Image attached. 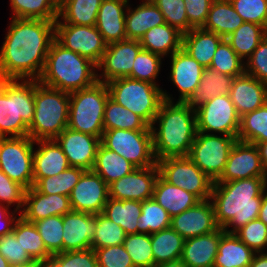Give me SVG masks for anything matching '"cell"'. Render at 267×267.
Returning a JSON list of instances; mask_svg holds the SVG:
<instances>
[{
	"instance_id": "1",
	"label": "cell",
	"mask_w": 267,
	"mask_h": 267,
	"mask_svg": "<svg viewBox=\"0 0 267 267\" xmlns=\"http://www.w3.org/2000/svg\"><path fill=\"white\" fill-rule=\"evenodd\" d=\"M10 22L0 50V71L9 80H39L55 39V22L19 18Z\"/></svg>"
},
{
	"instance_id": "2",
	"label": "cell",
	"mask_w": 267,
	"mask_h": 267,
	"mask_svg": "<svg viewBox=\"0 0 267 267\" xmlns=\"http://www.w3.org/2000/svg\"><path fill=\"white\" fill-rule=\"evenodd\" d=\"M266 190L267 177L214 182L210 200L218 227L227 233H235L257 219Z\"/></svg>"
},
{
	"instance_id": "3",
	"label": "cell",
	"mask_w": 267,
	"mask_h": 267,
	"mask_svg": "<svg viewBox=\"0 0 267 267\" xmlns=\"http://www.w3.org/2000/svg\"><path fill=\"white\" fill-rule=\"evenodd\" d=\"M167 93L163 90L164 101L150 126L156 161L188 156L197 135L196 111L187 102H173Z\"/></svg>"
},
{
	"instance_id": "4",
	"label": "cell",
	"mask_w": 267,
	"mask_h": 267,
	"mask_svg": "<svg viewBox=\"0 0 267 267\" xmlns=\"http://www.w3.org/2000/svg\"><path fill=\"white\" fill-rule=\"evenodd\" d=\"M97 66L85 57L66 49L56 39L50 45L39 82L72 93L97 81Z\"/></svg>"
},
{
	"instance_id": "5",
	"label": "cell",
	"mask_w": 267,
	"mask_h": 267,
	"mask_svg": "<svg viewBox=\"0 0 267 267\" xmlns=\"http://www.w3.org/2000/svg\"><path fill=\"white\" fill-rule=\"evenodd\" d=\"M34 100V118L28 136L34 141L55 139L68 127L69 93L34 80Z\"/></svg>"
},
{
	"instance_id": "6",
	"label": "cell",
	"mask_w": 267,
	"mask_h": 267,
	"mask_svg": "<svg viewBox=\"0 0 267 267\" xmlns=\"http://www.w3.org/2000/svg\"><path fill=\"white\" fill-rule=\"evenodd\" d=\"M34 111V80H9L0 93V136H28Z\"/></svg>"
},
{
	"instance_id": "7",
	"label": "cell",
	"mask_w": 267,
	"mask_h": 267,
	"mask_svg": "<svg viewBox=\"0 0 267 267\" xmlns=\"http://www.w3.org/2000/svg\"><path fill=\"white\" fill-rule=\"evenodd\" d=\"M110 97L107 84L96 81L92 86L69 93L68 127L102 138L103 116Z\"/></svg>"
},
{
	"instance_id": "8",
	"label": "cell",
	"mask_w": 267,
	"mask_h": 267,
	"mask_svg": "<svg viewBox=\"0 0 267 267\" xmlns=\"http://www.w3.org/2000/svg\"><path fill=\"white\" fill-rule=\"evenodd\" d=\"M106 84L111 99L140 116L149 126L152 125L164 101L163 89L128 77L116 78Z\"/></svg>"
},
{
	"instance_id": "9",
	"label": "cell",
	"mask_w": 267,
	"mask_h": 267,
	"mask_svg": "<svg viewBox=\"0 0 267 267\" xmlns=\"http://www.w3.org/2000/svg\"><path fill=\"white\" fill-rule=\"evenodd\" d=\"M101 144L124 157L136 168L157 164L151 130H104Z\"/></svg>"
},
{
	"instance_id": "10",
	"label": "cell",
	"mask_w": 267,
	"mask_h": 267,
	"mask_svg": "<svg viewBox=\"0 0 267 267\" xmlns=\"http://www.w3.org/2000/svg\"><path fill=\"white\" fill-rule=\"evenodd\" d=\"M159 174L170 184L185 189L200 201L210 199L214 181L188 157H167L157 161Z\"/></svg>"
},
{
	"instance_id": "11",
	"label": "cell",
	"mask_w": 267,
	"mask_h": 267,
	"mask_svg": "<svg viewBox=\"0 0 267 267\" xmlns=\"http://www.w3.org/2000/svg\"><path fill=\"white\" fill-rule=\"evenodd\" d=\"M238 138L197 132L188 157L214 182L221 176Z\"/></svg>"
},
{
	"instance_id": "12",
	"label": "cell",
	"mask_w": 267,
	"mask_h": 267,
	"mask_svg": "<svg viewBox=\"0 0 267 267\" xmlns=\"http://www.w3.org/2000/svg\"><path fill=\"white\" fill-rule=\"evenodd\" d=\"M34 145L29 136L7 137L1 142L0 169L26 190L34 186Z\"/></svg>"
},
{
	"instance_id": "13",
	"label": "cell",
	"mask_w": 267,
	"mask_h": 267,
	"mask_svg": "<svg viewBox=\"0 0 267 267\" xmlns=\"http://www.w3.org/2000/svg\"><path fill=\"white\" fill-rule=\"evenodd\" d=\"M197 132L220 133L237 138L240 116L237 114L229 94L218 95L196 110Z\"/></svg>"
},
{
	"instance_id": "14",
	"label": "cell",
	"mask_w": 267,
	"mask_h": 267,
	"mask_svg": "<svg viewBox=\"0 0 267 267\" xmlns=\"http://www.w3.org/2000/svg\"><path fill=\"white\" fill-rule=\"evenodd\" d=\"M55 39L66 49L99 64L107 43L96 26L55 24Z\"/></svg>"
},
{
	"instance_id": "15",
	"label": "cell",
	"mask_w": 267,
	"mask_h": 267,
	"mask_svg": "<svg viewBox=\"0 0 267 267\" xmlns=\"http://www.w3.org/2000/svg\"><path fill=\"white\" fill-rule=\"evenodd\" d=\"M142 49L139 40L125 39L107 44L106 51L97 65V81L107 83L113 79L127 77L133 69L134 59ZM103 69V70H102Z\"/></svg>"
},
{
	"instance_id": "16",
	"label": "cell",
	"mask_w": 267,
	"mask_h": 267,
	"mask_svg": "<svg viewBox=\"0 0 267 267\" xmlns=\"http://www.w3.org/2000/svg\"><path fill=\"white\" fill-rule=\"evenodd\" d=\"M253 177H267L255 144L237 140L232 147L221 176L215 182H228Z\"/></svg>"
},
{
	"instance_id": "17",
	"label": "cell",
	"mask_w": 267,
	"mask_h": 267,
	"mask_svg": "<svg viewBox=\"0 0 267 267\" xmlns=\"http://www.w3.org/2000/svg\"><path fill=\"white\" fill-rule=\"evenodd\" d=\"M69 199L72 210L99 214L109 199V186L98 174L86 170L72 189Z\"/></svg>"
},
{
	"instance_id": "18",
	"label": "cell",
	"mask_w": 267,
	"mask_h": 267,
	"mask_svg": "<svg viewBox=\"0 0 267 267\" xmlns=\"http://www.w3.org/2000/svg\"><path fill=\"white\" fill-rule=\"evenodd\" d=\"M158 175L157 164L146 168H136L109 185V198L140 202L151 199Z\"/></svg>"
},
{
	"instance_id": "19",
	"label": "cell",
	"mask_w": 267,
	"mask_h": 267,
	"mask_svg": "<svg viewBox=\"0 0 267 267\" xmlns=\"http://www.w3.org/2000/svg\"><path fill=\"white\" fill-rule=\"evenodd\" d=\"M55 140L70 166L92 170L101 138L66 127Z\"/></svg>"
},
{
	"instance_id": "20",
	"label": "cell",
	"mask_w": 267,
	"mask_h": 267,
	"mask_svg": "<svg viewBox=\"0 0 267 267\" xmlns=\"http://www.w3.org/2000/svg\"><path fill=\"white\" fill-rule=\"evenodd\" d=\"M199 201L195 206L171 218L170 227L185 240L216 231L214 207L211 200Z\"/></svg>"
},
{
	"instance_id": "21",
	"label": "cell",
	"mask_w": 267,
	"mask_h": 267,
	"mask_svg": "<svg viewBox=\"0 0 267 267\" xmlns=\"http://www.w3.org/2000/svg\"><path fill=\"white\" fill-rule=\"evenodd\" d=\"M97 214L71 210L63 215V252L91 248Z\"/></svg>"
},
{
	"instance_id": "22",
	"label": "cell",
	"mask_w": 267,
	"mask_h": 267,
	"mask_svg": "<svg viewBox=\"0 0 267 267\" xmlns=\"http://www.w3.org/2000/svg\"><path fill=\"white\" fill-rule=\"evenodd\" d=\"M71 210L68 196L45 195L33 186L25 191L24 207L20 216L27 222L33 223L49 216H63Z\"/></svg>"
},
{
	"instance_id": "23",
	"label": "cell",
	"mask_w": 267,
	"mask_h": 267,
	"mask_svg": "<svg viewBox=\"0 0 267 267\" xmlns=\"http://www.w3.org/2000/svg\"><path fill=\"white\" fill-rule=\"evenodd\" d=\"M170 80L178 88V102H187L201 82L204 67L183 48L171 56Z\"/></svg>"
},
{
	"instance_id": "24",
	"label": "cell",
	"mask_w": 267,
	"mask_h": 267,
	"mask_svg": "<svg viewBox=\"0 0 267 267\" xmlns=\"http://www.w3.org/2000/svg\"><path fill=\"white\" fill-rule=\"evenodd\" d=\"M229 96L242 117L267 102V84L244 72L234 78Z\"/></svg>"
},
{
	"instance_id": "25",
	"label": "cell",
	"mask_w": 267,
	"mask_h": 267,
	"mask_svg": "<svg viewBox=\"0 0 267 267\" xmlns=\"http://www.w3.org/2000/svg\"><path fill=\"white\" fill-rule=\"evenodd\" d=\"M129 1L103 0L97 13L96 28L107 44L125 40V14Z\"/></svg>"
},
{
	"instance_id": "26",
	"label": "cell",
	"mask_w": 267,
	"mask_h": 267,
	"mask_svg": "<svg viewBox=\"0 0 267 267\" xmlns=\"http://www.w3.org/2000/svg\"><path fill=\"white\" fill-rule=\"evenodd\" d=\"M224 232L223 228H218L214 232L186 239L180 259L188 267H213Z\"/></svg>"
},
{
	"instance_id": "27",
	"label": "cell",
	"mask_w": 267,
	"mask_h": 267,
	"mask_svg": "<svg viewBox=\"0 0 267 267\" xmlns=\"http://www.w3.org/2000/svg\"><path fill=\"white\" fill-rule=\"evenodd\" d=\"M39 145L33 153L34 185L44 177L58 175L70 167L66 155L55 139L37 140Z\"/></svg>"
},
{
	"instance_id": "28",
	"label": "cell",
	"mask_w": 267,
	"mask_h": 267,
	"mask_svg": "<svg viewBox=\"0 0 267 267\" xmlns=\"http://www.w3.org/2000/svg\"><path fill=\"white\" fill-rule=\"evenodd\" d=\"M164 23L161 11L151 0H142L134 9L128 4L125 14L126 38L140 40L148 30Z\"/></svg>"
},
{
	"instance_id": "29",
	"label": "cell",
	"mask_w": 267,
	"mask_h": 267,
	"mask_svg": "<svg viewBox=\"0 0 267 267\" xmlns=\"http://www.w3.org/2000/svg\"><path fill=\"white\" fill-rule=\"evenodd\" d=\"M152 198L169 213L171 218L200 201L192 193L167 182L160 174L154 184Z\"/></svg>"
},
{
	"instance_id": "30",
	"label": "cell",
	"mask_w": 267,
	"mask_h": 267,
	"mask_svg": "<svg viewBox=\"0 0 267 267\" xmlns=\"http://www.w3.org/2000/svg\"><path fill=\"white\" fill-rule=\"evenodd\" d=\"M223 40L224 38L214 32L192 28L183 34L182 48L203 67H209L215 51Z\"/></svg>"
},
{
	"instance_id": "31",
	"label": "cell",
	"mask_w": 267,
	"mask_h": 267,
	"mask_svg": "<svg viewBox=\"0 0 267 267\" xmlns=\"http://www.w3.org/2000/svg\"><path fill=\"white\" fill-rule=\"evenodd\" d=\"M139 41L142 49L167 57L182 48L183 33L164 23L148 30Z\"/></svg>"
},
{
	"instance_id": "32",
	"label": "cell",
	"mask_w": 267,
	"mask_h": 267,
	"mask_svg": "<svg viewBox=\"0 0 267 267\" xmlns=\"http://www.w3.org/2000/svg\"><path fill=\"white\" fill-rule=\"evenodd\" d=\"M235 77L204 67L201 82L187 103L196 110L218 95H228Z\"/></svg>"
},
{
	"instance_id": "33",
	"label": "cell",
	"mask_w": 267,
	"mask_h": 267,
	"mask_svg": "<svg viewBox=\"0 0 267 267\" xmlns=\"http://www.w3.org/2000/svg\"><path fill=\"white\" fill-rule=\"evenodd\" d=\"M254 254L234 233L224 232L213 267H249Z\"/></svg>"
},
{
	"instance_id": "34",
	"label": "cell",
	"mask_w": 267,
	"mask_h": 267,
	"mask_svg": "<svg viewBox=\"0 0 267 267\" xmlns=\"http://www.w3.org/2000/svg\"><path fill=\"white\" fill-rule=\"evenodd\" d=\"M243 22L229 0H213L202 29L214 32L225 39Z\"/></svg>"
},
{
	"instance_id": "35",
	"label": "cell",
	"mask_w": 267,
	"mask_h": 267,
	"mask_svg": "<svg viewBox=\"0 0 267 267\" xmlns=\"http://www.w3.org/2000/svg\"><path fill=\"white\" fill-rule=\"evenodd\" d=\"M102 1L103 0H59V15L55 24L95 26L97 13Z\"/></svg>"
},
{
	"instance_id": "36",
	"label": "cell",
	"mask_w": 267,
	"mask_h": 267,
	"mask_svg": "<svg viewBox=\"0 0 267 267\" xmlns=\"http://www.w3.org/2000/svg\"><path fill=\"white\" fill-rule=\"evenodd\" d=\"M136 167L115 151L99 145L92 171L109 186L121 177L131 173Z\"/></svg>"
},
{
	"instance_id": "37",
	"label": "cell",
	"mask_w": 267,
	"mask_h": 267,
	"mask_svg": "<svg viewBox=\"0 0 267 267\" xmlns=\"http://www.w3.org/2000/svg\"><path fill=\"white\" fill-rule=\"evenodd\" d=\"M102 214L121 226L126 235L136 234L138 233L137 223L141 215V202L109 198Z\"/></svg>"
},
{
	"instance_id": "38",
	"label": "cell",
	"mask_w": 267,
	"mask_h": 267,
	"mask_svg": "<svg viewBox=\"0 0 267 267\" xmlns=\"http://www.w3.org/2000/svg\"><path fill=\"white\" fill-rule=\"evenodd\" d=\"M185 239L171 227L151 234L154 266L180 260Z\"/></svg>"
},
{
	"instance_id": "39",
	"label": "cell",
	"mask_w": 267,
	"mask_h": 267,
	"mask_svg": "<svg viewBox=\"0 0 267 267\" xmlns=\"http://www.w3.org/2000/svg\"><path fill=\"white\" fill-rule=\"evenodd\" d=\"M103 128L104 130H151L150 126L140 116L117 104L110 97L105 105Z\"/></svg>"
},
{
	"instance_id": "40",
	"label": "cell",
	"mask_w": 267,
	"mask_h": 267,
	"mask_svg": "<svg viewBox=\"0 0 267 267\" xmlns=\"http://www.w3.org/2000/svg\"><path fill=\"white\" fill-rule=\"evenodd\" d=\"M11 18L41 19L56 21L59 15V0H10Z\"/></svg>"
},
{
	"instance_id": "41",
	"label": "cell",
	"mask_w": 267,
	"mask_h": 267,
	"mask_svg": "<svg viewBox=\"0 0 267 267\" xmlns=\"http://www.w3.org/2000/svg\"><path fill=\"white\" fill-rule=\"evenodd\" d=\"M264 27L250 22H243L225 40L235 53L243 60L247 59L258 44L265 38Z\"/></svg>"
},
{
	"instance_id": "42",
	"label": "cell",
	"mask_w": 267,
	"mask_h": 267,
	"mask_svg": "<svg viewBox=\"0 0 267 267\" xmlns=\"http://www.w3.org/2000/svg\"><path fill=\"white\" fill-rule=\"evenodd\" d=\"M12 232L33 260L43 263L49 261L52 255L47 251L34 223L27 222L20 216Z\"/></svg>"
},
{
	"instance_id": "43",
	"label": "cell",
	"mask_w": 267,
	"mask_h": 267,
	"mask_svg": "<svg viewBox=\"0 0 267 267\" xmlns=\"http://www.w3.org/2000/svg\"><path fill=\"white\" fill-rule=\"evenodd\" d=\"M239 141L258 144L267 140V102L240 117Z\"/></svg>"
},
{
	"instance_id": "44",
	"label": "cell",
	"mask_w": 267,
	"mask_h": 267,
	"mask_svg": "<svg viewBox=\"0 0 267 267\" xmlns=\"http://www.w3.org/2000/svg\"><path fill=\"white\" fill-rule=\"evenodd\" d=\"M85 171L83 168L70 166L58 175L41 178L34 187L45 195L60 194L69 197Z\"/></svg>"
},
{
	"instance_id": "45",
	"label": "cell",
	"mask_w": 267,
	"mask_h": 267,
	"mask_svg": "<svg viewBox=\"0 0 267 267\" xmlns=\"http://www.w3.org/2000/svg\"><path fill=\"white\" fill-rule=\"evenodd\" d=\"M171 216L153 198L141 202L138 233L153 234L169 228Z\"/></svg>"
},
{
	"instance_id": "46",
	"label": "cell",
	"mask_w": 267,
	"mask_h": 267,
	"mask_svg": "<svg viewBox=\"0 0 267 267\" xmlns=\"http://www.w3.org/2000/svg\"><path fill=\"white\" fill-rule=\"evenodd\" d=\"M123 246L130 255L134 267L154 266L151 234L136 233L126 235Z\"/></svg>"
},
{
	"instance_id": "47",
	"label": "cell",
	"mask_w": 267,
	"mask_h": 267,
	"mask_svg": "<svg viewBox=\"0 0 267 267\" xmlns=\"http://www.w3.org/2000/svg\"><path fill=\"white\" fill-rule=\"evenodd\" d=\"M209 67L232 77L240 76L245 72L244 60L235 53L225 39L219 44Z\"/></svg>"
},
{
	"instance_id": "48",
	"label": "cell",
	"mask_w": 267,
	"mask_h": 267,
	"mask_svg": "<svg viewBox=\"0 0 267 267\" xmlns=\"http://www.w3.org/2000/svg\"><path fill=\"white\" fill-rule=\"evenodd\" d=\"M33 223L51 255L63 252V216H49Z\"/></svg>"
},
{
	"instance_id": "49",
	"label": "cell",
	"mask_w": 267,
	"mask_h": 267,
	"mask_svg": "<svg viewBox=\"0 0 267 267\" xmlns=\"http://www.w3.org/2000/svg\"><path fill=\"white\" fill-rule=\"evenodd\" d=\"M162 58L159 54L141 49L134 59L132 72L127 77L159 86L155 81L160 73Z\"/></svg>"
},
{
	"instance_id": "50",
	"label": "cell",
	"mask_w": 267,
	"mask_h": 267,
	"mask_svg": "<svg viewBox=\"0 0 267 267\" xmlns=\"http://www.w3.org/2000/svg\"><path fill=\"white\" fill-rule=\"evenodd\" d=\"M125 231L102 213L97 214V229L91 242L93 250L124 243Z\"/></svg>"
},
{
	"instance_id": "51",
	"label": "cell",
	"mask_w": 267,
	"mask_h": 267,
	"mask_svg": "<svg viewBox=\"0 0 267 267\" xmlns=\"http://www.w3.org/2000/svg\"><path fill=\"white\" fill-rule=\"evenodd\" d=\"M44 267H98V263L95 251L88 248L52 255Z\"/></svg>"
},
{
	"instance_id": "52",
	"label": "cell",
	"mask_w": 267,
	"mask_h": 267,
	"mask_svg": "<svg viewBox=\"0 0 267 267\" xmlns=\"http://www.w3.org/2000/svg\"><path fill=\"white\" fill-rule=\"evenodd\" d=\"M161 11L165 23L187 33L193 27L189 24L183 0H151Z\"/></svg>"
},
{
	"instance_id": "53",
	"label": "cell",
	"mask_w": 267,
	"mask_h": 267,
	"mask_svg": "<svg viewBox=\"0 0 267 267\" xmlns=\"http://www.w3.org/2000/svg\"><path fill=\"white\" fill-rule=\"evenodd\" d=\"M234 234L255 253H261L267 249V225L258 218L250 221Z\"/></svg>"
},
{
	"instance_id": "54",
	"label": "cell",
	"mask_w": 267,
	"mask_h": 267,
	"mask_svg": "<svg viewBox=\"0 0 267 267\" xmlns=\"http://www.w3.org/2000/svg\"><path fill=\"white\" fill-rule=\"evenodd\" d=\"M244 22L264 26L267 19V0H229Z\"/></svg>"
},
{
	"instance_id": "55",
	"label": "cell",
	"mask_w": 267,
	"mask_h": 267,
	"mask_svg": "<svg viewBox=\"0 0 267 267\" xmlns=\"http://www.w3.org/2000/svg\"><path fill=\"white\" fill-rule=\"evenodd\" d=\"M26 189L12 181L1 169H0V204L6 205L7 207L12 204H16L15 211H22L24 207Z\"/></svg>"
},
{
	"instance_id": "56",
	"label": "cell",
	"mask_w": 267,
	"mask_h": 267,
	"mask_svg": "<svg viewBox=\"0 0 267 267\" xmlns=\"http://www.w3.org/2000/svg\"><path fill=\"white\" fill-rule=\"evenodd\" d=\"M98 267H134L123 244L95 249Z\"/></svg>"
},
{
	"instance_id": "57",
	"label": "cell",
	"mask_w": 267,
	"mask_h": 267,
	"mask_svg": "<svg viewBox=\"0 0 267 267\" xmlns=\"http://www.w3.org/2000/svg\"><path fill=\"white\" fill-rule=\"evenodd\" d=\"M245 62V73L267 84V36Z\"/></svg>"
},
{
	"instance_id": "58",
	"label": "cell",
	"mask_w": 267,
	"mask_h": 267,
	"mask_svg": "<svg viewBox=\"0 0 267 267\" xmlns=\"http://www.w3.org/2000/svg\"><path fill=\"white\" fill-rule=\"evenodd\" d=\"M0 254L10 265L24 264L33 261L20 242H18L13 232L0 236Z\"/></svg>"
},
{
	"instance_id": "59",
	"label": "cell",
	"mask_w": 267,
	"mask_h": 267,
	"mask_svg": "<svg viewBox=\"0 0 267 267\" xmlns=\"http://www.w3.org/2000/svg\"><path fill=\"white\" fill-rule=\"evenodd\" d=\"M189 24L193 28H202L206 22L213 0H183Z\"/></svg>"
},
{
	"instance_id": "60",
	"label": "cell",
	"mask_w": 267,
	"mask_h": 267,
	"mask_svg": "<svg viewBox=\"0 0 267 267\" xmlns=\"http://www.w3.org/2000/svg\"><path fill=\"white\" fill-rule=\"evenodd\" d=\"M9 208L6 205L0 204V236L10 234L13 231L15 222L20 217V215L15 214L17 212L15 210L10 213Z\"/></svg>"
},
{
	"instance_id": "61",
	"label": "cell",
	"mask_w": 267,
	"mask_h": 267,
	"mask_svg": "<svg viewBox=\"0 0 267 267\" xmlns=\"http://www.w3.org/2000/svg\"><path fill=\"white\" fill-rule=\"evenodd\" d=\"M249 267H267V253H255Z\"/></svg>"
},
{
	"instance_id": "62",
	"label": "cell",
	"mask_w": 267,
	"mask_h": 267,
	"mask_svg": "<svg viewBox=\"0 0 267 267\" xmlns=\"http://www.w3.org/2000/svg\"><path fill=\"white\" fill-rule=\"evenodd\" d=\"M256 146L259 151L263 169L267 174V140L263 142H259L258 144H256Z\"/></svg>"
},
{
	"instance_id": "63",
	"label": "cell",
	"mask_w": 267,
	"mask_h": 267,
	"mask_svg": "<svg viewBox=\"0 0 267 267\" xmlns=\"http://www.w3.org/2000/svg\"><path fill=\"white\" fill-rule=\"evenodd\" d=\"M258 219L267 225V190L263 194Z\"/></svg>"
},
{
	"instance_id": "64",
	"label": "cell",
	"mask_w": 267,
	"mask_h": 267,
	"mask_svg": "<svg viewBox=\"0 0 267 267\" xmlns=\"http://www.w3.org/2000/svg\"><path fill=\"white\" fill-rule=\"evenodd\" d=\"M153 267H188V266L180 259L172 262H164L156 264Z\"/></svg>"
},
{
	"instance_id": "65",
	"label": "cell",
	"mask_w": 267,
	"mask_h": 267,
	"mask_svg": "<svg viewBox=\"0 0 267 267\" xmlns=\"http://www.w3.org/2000/svg\"><path fill=\"white\" fill-rule=\"evenodd\" d=\"M10 267H44L41 261L33 260L29 263L10 265Z\"/></svg>"
},
{
	"instance_id": "66",
	"label": "cell",
	"mask_w": 267,
	"mask_h": 267,
	"mask_svg": "<svg viewBox=\"0 0 267 267\" xmlns=\"http://www.w3.org/2000/svg\"><path fill=\"white\" fill-rule=\"evenodd\" d=\"M9 81V79L0 71V93L3 91L4 86Z\"/></svg>"
},
{
	"instance_id": "67",
	"label": "cell",
	"mask_w": 267,
	"mask_h": 267,
	"mask_svg": "<svg viewBox=\"0 0 267 267\" xmlns=\"http://www.w3.org/2000/svg\"><path fill=\"white\" fill-rule=\"evenodd\" d=\"M0 267H10L9 262L0 254Z\"/></svg>"
},
{
	"instance_id": "68",
	"label": "cell",
	"mask_w": 267,
	"mask_h": 267,
	"mask_svg": "<svg viewBox=\"0 0 267 267\" xmlns=\"http://www.w3.org/2000/svg\"><path fill=\"white\" fill-rule=\"evenodd\" d=\"M263 27H264L265 35L267 36V19H266V22H265Z\"/></svg>"
},
{
	"instance_id": "69",
	"label": "cell",
	"mask_w": 267,
	"mask_h": 267,
	"mask_svg": "<svg viewBox=\"0 0 267 267\" xmlns=\"http://www.w3.org/2000/svg\"><path fill=\"white\" fill-rule=\"evenodd\" d=\"M4 138H5V137L0 136V149H1V142H2V140H3Z\"/></svg>"
}]
</instances>
